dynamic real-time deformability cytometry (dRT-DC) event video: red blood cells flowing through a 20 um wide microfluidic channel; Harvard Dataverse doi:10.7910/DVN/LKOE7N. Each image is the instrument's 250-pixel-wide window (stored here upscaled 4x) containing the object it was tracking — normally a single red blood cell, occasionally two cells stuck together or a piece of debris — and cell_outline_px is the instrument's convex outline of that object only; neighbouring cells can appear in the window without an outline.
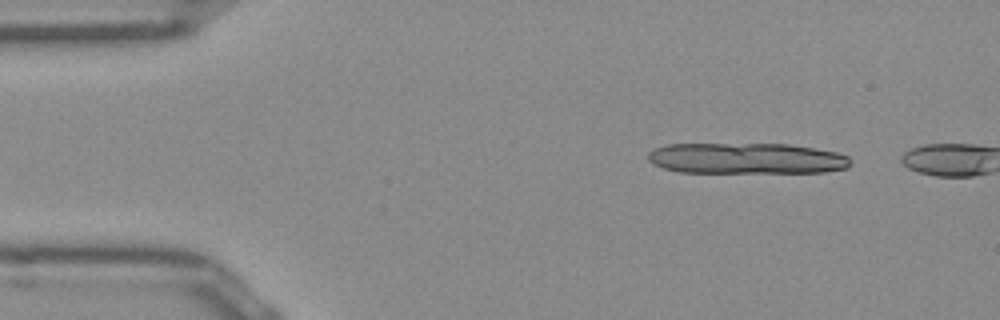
{"species": "Egyptian fruit bat (a non-hibernating species)", "species_latin": "Rousettus aegyptiacus", "temperature_condition": "room temperature", "stored_images_in_passage": 3, "camera_frame_rate_fps": 3000, "um_per_image_px": 0.085, "frame": {"image": 1, "passage_image": 1, "time_ms": 0.0, "image_size_px": [1000, 320], "cell_outline_px": [[852, 164], [848, 168], [824, 172], [680, 172], [664, 168], [648, 160], [648, 152], [656, 148], [668, 144], [788, 144], [836, 152], [848, 156], [852, 160]], "centroid_in_image_um": [63.49, 13.46], "position_along_channel_um": 21.5, "area_um2": 36.41}}